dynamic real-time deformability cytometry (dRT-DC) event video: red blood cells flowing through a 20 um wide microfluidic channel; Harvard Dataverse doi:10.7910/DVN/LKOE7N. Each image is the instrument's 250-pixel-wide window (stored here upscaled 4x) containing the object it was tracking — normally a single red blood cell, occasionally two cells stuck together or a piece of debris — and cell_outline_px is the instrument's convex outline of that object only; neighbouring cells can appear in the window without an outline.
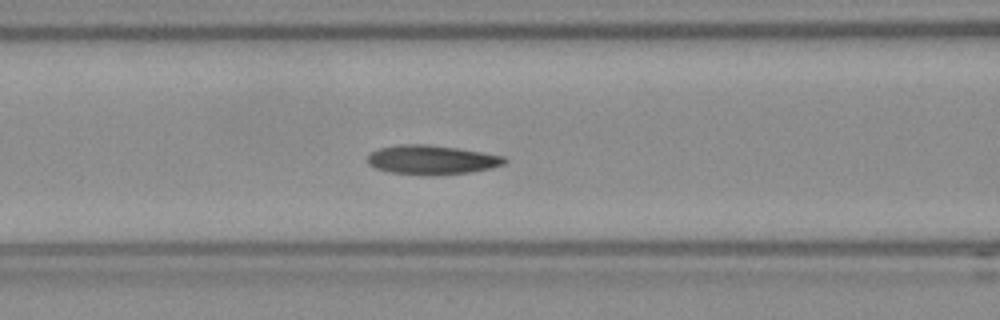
{"species": "Egyptian fruit bat (a non-hibernating species)", "species_latin": "Rousettus aegyptiacus", "temperature_condition": "room temperature", "stored_images_in_passage": 46, "camera_frame_rate_fps": 3000, "um_per_image_px": 0.085, "frame": {"image": 1, "passage_image": 20, "time_ms": 6.333, "image_size_px": [1000, 320], "cell_outline_px": [[508, 160], [504, 164], [488, 168], [468, 172], [428, 176], [388, 172], [376, 168], [368, 164], [368, 156], [372, 152], [380, 148], [396, 144], [428, 144], [484, 152], [504, 156]], "centroid_in_image_um": [36.68, 13.58], "position_along_channel_um": 129.9, "area_um2": 23.35}, "authors_computed_cell_mechanics": {"area_um2": 22.6865, "velocity_mm_per_s": 3.7404, "shape_relaxation_time_tau1_ms": null, "shape_relaxation_time_tau2_ms": 5.0217, "deformation_change_tau1": null, "deformation_change_tau2": 0.1111}}